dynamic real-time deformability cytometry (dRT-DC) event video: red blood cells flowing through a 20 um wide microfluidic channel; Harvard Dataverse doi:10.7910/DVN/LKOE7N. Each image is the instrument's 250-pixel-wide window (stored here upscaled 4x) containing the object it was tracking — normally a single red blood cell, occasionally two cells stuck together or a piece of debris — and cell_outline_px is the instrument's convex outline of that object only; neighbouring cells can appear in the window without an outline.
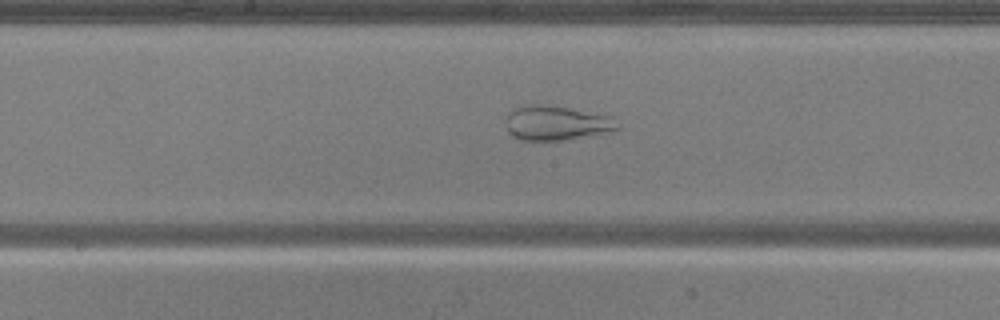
{"species": "common noctule bat (a hibernating species)", "species_latin": "Nyctalus noctula", "temperature_condition": "warm", "stored_images_in_passage": 50, "camera_frame_rate_fps": 3000, "um_per_image_px": 0.085, "animal": {"sex": "male", "body_mass_g": 20.5, "forearm_length_mm": 52.5}, "frame": {"image": 1, "passage_image": 25, "time_ms": 8.0, "image_size_px": [1000, 320], "cell_outline_px": [[620, 128], [612, 132], [564, 140], [520, 140], [512, 136], [508, 132], [508, 112], [512, 108], [524, 104], [544, 104], [568, 108], [612, 116], [620, 124]], "centroid_in_image_um": [47.33, 10.45], "position_along_channel_um": 200.9, "area_um2": 22.72}}
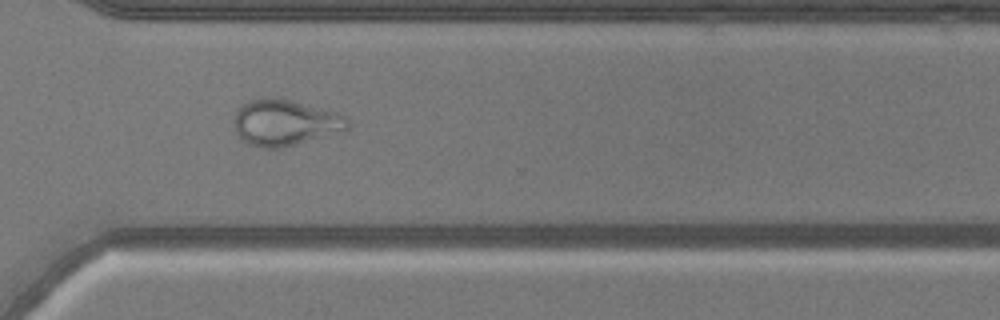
{"frame": {"image": 2, "passage_image": 36, "time_ms": 11.667, "image_size_px": [1000, 320], "cell_outline_px": [[348, 128], [296, 144], [280, 148], [260, 148], [248, 144], [240, 140], [236, 132], [232, 120], [236, 108], [240, 104], [248, 100], [260, 96], [272, 96], [336, 112], [348, 116]], "centroid_in_image_um": [24.1, 10.4], "position_along_channel_um": 346.5, "area_um2": 30.75}}
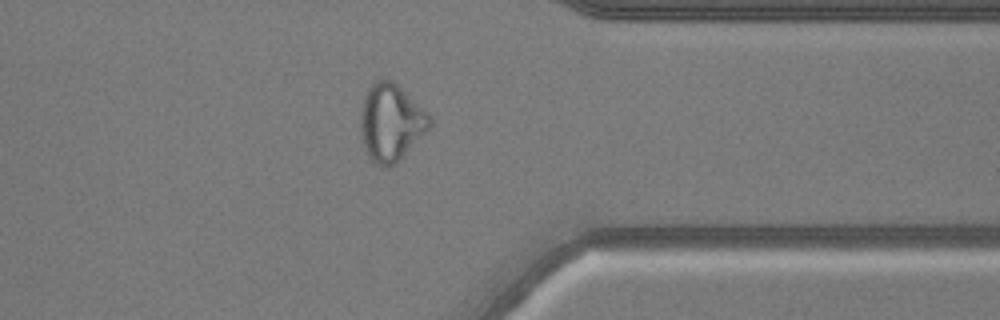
{"frame": {"image": 3, "passage_image": 39, "time_ms": 12.667, "image_size_px": [1000, 320], "cell_outline_px": [[432, 124], [428, 132], [396, 164], [388, 168], [372, 164], [368, 156], [364, 144], [360, 128], [360, 108], [364, 96], [368, 88], [376, 80], [392, 80], [428, 112], [432, 116]], "centroid_in_image_um": [33.25, 10.45], "position_along_channel_um": 378.2, "area_um2": 31.62}}